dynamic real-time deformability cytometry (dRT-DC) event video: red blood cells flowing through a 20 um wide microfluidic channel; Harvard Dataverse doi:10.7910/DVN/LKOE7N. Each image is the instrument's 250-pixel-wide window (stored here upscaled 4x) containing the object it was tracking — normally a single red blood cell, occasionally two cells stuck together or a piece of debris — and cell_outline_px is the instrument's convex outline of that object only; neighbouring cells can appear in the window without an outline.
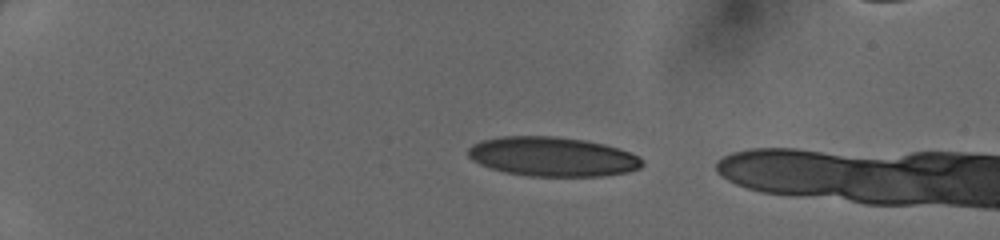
{"species": "human", "species_latin": "Homo sapiens", "temperature_condition": "cold", "stored_images_in_passage": 6, "camera_frame_rate_fps": 3000, "um_per_image_px": 0.085, "donor": {"sex": "female"}, "frame": {"image": 1, "passage_image": 1, "time_ms": 0.0, "image_size_px": [1000, 240], "cell_outline_px": [[644, 164], [640, 168], [628, 172], [600, 176], [528, 176], [504, 172], [480, 164], [472, 160], [468, 156], [468, 148], [472, 144], [480, 140], [504, 136], [556, 136], [584, 140], [604, 144], [628, 152], [644, 160]], "centroid_in_image_um": [46.93, 13.31], "position_along_channel_um": 38.1, "area_um2": 39.94}}